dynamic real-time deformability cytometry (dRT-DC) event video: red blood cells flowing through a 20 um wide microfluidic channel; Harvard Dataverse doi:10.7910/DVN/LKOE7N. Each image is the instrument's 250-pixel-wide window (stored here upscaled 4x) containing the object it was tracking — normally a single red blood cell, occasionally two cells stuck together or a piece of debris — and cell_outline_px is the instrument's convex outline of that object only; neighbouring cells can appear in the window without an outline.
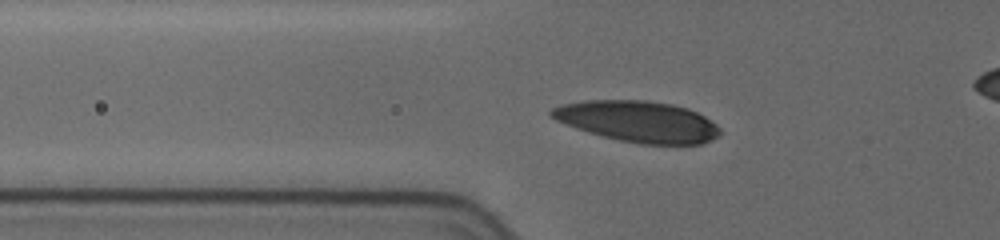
{"species": "human", "species_latin": "Homo sapiens", "temperature_condition": "cold", "stored_images_in_passage": 35, "camera_frame_rate_fps": 3000, "um_per_image_px": 0.085, "donor": {"sex": "female"}, "frame": {"image": 1, "passage_image": 2, "time_ms": 0.333, "image_size_px": [1000, 240], "cell_outline_px": [[720, 136], [712, 140], [700, 144], [640, 144], [620, 140], [588, 132], [576, 128], [556, 120], [548, 116], [548, 112], [552, 108], [560, 104], [584, 100], [644, 100], [672, 104], [688, 108], [704, 116], [716, 124], [720, 128]], "centroid_in_image_um": [54.21, 10.32], "position_along_channel_um": 71.6, "area_um2": 40.46}}
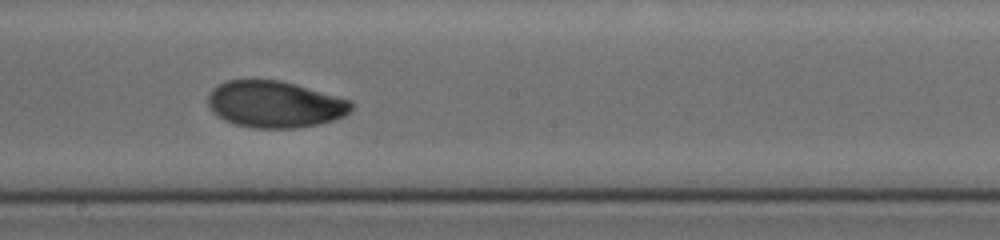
{"frame": {"image": 2, "passage_image": 20, "time_ms": 4.667, "image_size_px": [1000, 240], "cell_outline_px": [[352, 108], [344, 116], [320, 124], [296, 128], [252, 128], [236, 124], [224, 120], [216, 116], [208, 108], [208, 96], [212, 88], [228, 80], [280, 80], [296, 84], [352, 100]], "centroid_in_image_um": [23.35, 8.87], "position_along_channel_um": 224.9, "area_um2": 39.13}}
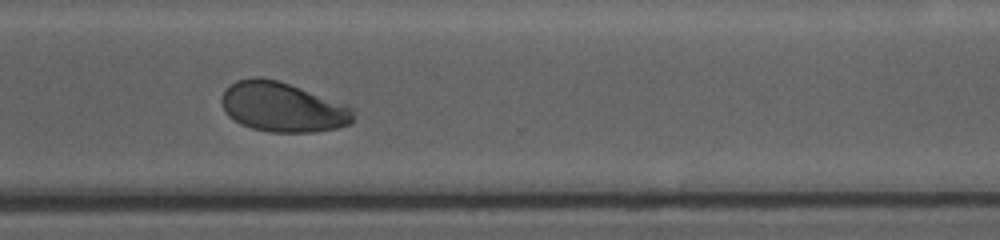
{"frame": {"image": 3, "passage_image": 34, "time_ms": 8.0, "image_size_px": [1000, 240], "cell_outline_px": [[356, 108], [352, 120], [348, 124], [336, 128], [312, 132], [272, 132], [252, 128], [240, 124], [228, 116], [220, 100], [224, 92], [236, 80], [252, 76], [260, 76], [276, 80], [348, 104]], "centroid_in_image_um": [24.04, 9.1], "position_along_channel_um": 346.6, "area_um2": 38.15}}